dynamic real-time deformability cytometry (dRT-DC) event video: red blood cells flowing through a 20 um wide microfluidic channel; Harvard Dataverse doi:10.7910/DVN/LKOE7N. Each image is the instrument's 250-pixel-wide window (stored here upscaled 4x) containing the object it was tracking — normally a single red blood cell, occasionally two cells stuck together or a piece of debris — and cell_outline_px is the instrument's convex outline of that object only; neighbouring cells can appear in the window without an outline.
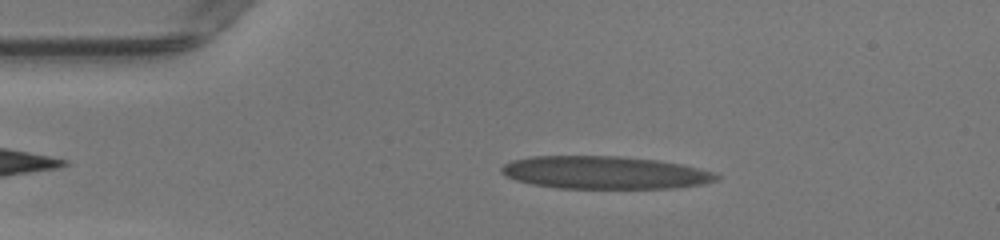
{"species": "human", "species_latin": "Homo sapiens", "temperature_condition": "warm", "stored_images_in_passage": 47, "camera_frame_rate_fps": 3000, "um_per_image_px": 0.085, "donor": {"sex": "female"}, "frame": {"image": 1, "passage_image": 8, "time_ms": 2.333, "image_size_px": [1000, 240], "cell_outline_px": [[720, 176], [716, 180], [700, 184], [672, 188], [556, 188], [532, 184], [516, 180], [500, 172], [500, 168], [504, 164], [512, 160], [532, 156], [616, 156], [656, 160], [680, 164], [712, 172]], "centroid_in_image_um": [51.33, 14.67], "position_along_channel_um": 33.7, "area_um2": 40.69}}
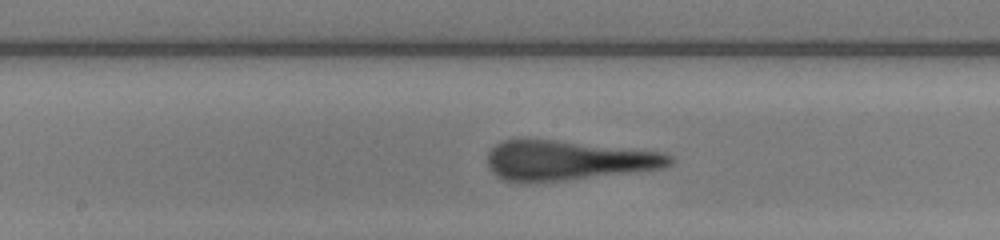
{"frame": {"image": 2, "passage_image": 23, "time_ms": 7.333, "image_size_px": [1000, 240], "cell_outline_px": [[672, 164], [660, 168], [560, 180], [504, 180], [496, 176], [492, 172], [488, 164], [488, 152], [496, 144], [504, 140], [520, 136], [664, 152], [672, 156]], "centroid_in_image_um": [48.2, 13.57], "position_along_channel_um": 200.0, "area_um2": 41.67}}
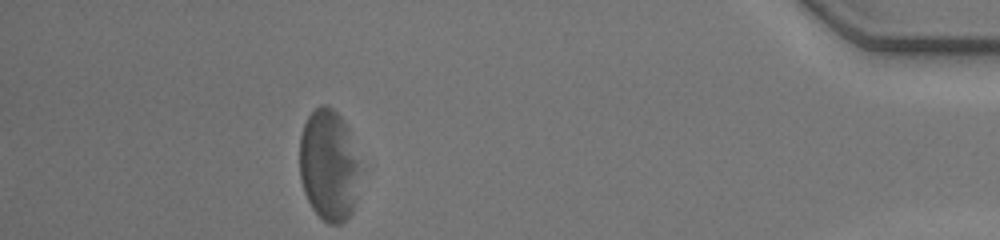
{"frame": {"image": 3, "passage_image": 42, "time_ms": 13.667, "image_size_px": [1000, 240], "cell_outline_px": [[356, 168], [352, 212], [340, 224], [328, 224], [312, 208], [304, 192], [300, 180], [300, 136], [304, 124], [308, 116], [320, 104], [324, 104], [332, 108], [344, 120], [348, 128], [356, 160]], "centroid_in_image_um": [27.86, 14.01], "position_along_channel_um": 407.3, "area_um2": 38.03}, "authors_computed_cell_mechanics": {"area_um2": 41.616, "velocity_mm_per_s": 4.1757, "shape_relaxation_time_tau1_ms": 5.3538, "shape_relaxation_time_tau2_ms": 0.9638, "deformation_change_tau1": 0.2208, "deformation_change_tau2": 0.1253}}